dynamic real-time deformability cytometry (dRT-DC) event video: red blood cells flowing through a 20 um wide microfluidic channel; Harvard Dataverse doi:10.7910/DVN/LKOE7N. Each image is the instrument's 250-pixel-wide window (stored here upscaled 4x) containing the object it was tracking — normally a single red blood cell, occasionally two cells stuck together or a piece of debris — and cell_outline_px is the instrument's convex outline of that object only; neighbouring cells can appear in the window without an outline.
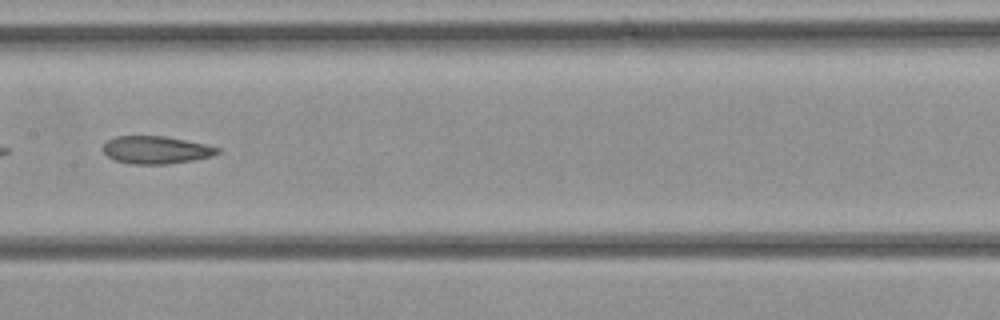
{"species": "common noctule bat (a hibernating species)", "species_latin": "Nyctalus noctula", "temperature_condition": "cold", "stored_images_in_passage": 21, "camera_frame_rate_fps": 3000, "um_per_image_px": 0.085, "animal": {"sex": "female", "body_mass_g": 21.9}, "frame": {"image": 1, "passage_image": 7, "time_ms": 2.0, "image_size_px": [1000, 320], "cell_outline_px": [[220, 152], [212, 156], [192, 160], [168, 164], [132, 164], [116, 160], [108, 156], [104, 152], [104, 144], [108, 140], [116, 136], [164, 136], [204, 144], [220, 148]], "centroid_in_image_um": [13.27, 12.74], "position_along_channel_um": 194.1, "area_um2": 18.21}}